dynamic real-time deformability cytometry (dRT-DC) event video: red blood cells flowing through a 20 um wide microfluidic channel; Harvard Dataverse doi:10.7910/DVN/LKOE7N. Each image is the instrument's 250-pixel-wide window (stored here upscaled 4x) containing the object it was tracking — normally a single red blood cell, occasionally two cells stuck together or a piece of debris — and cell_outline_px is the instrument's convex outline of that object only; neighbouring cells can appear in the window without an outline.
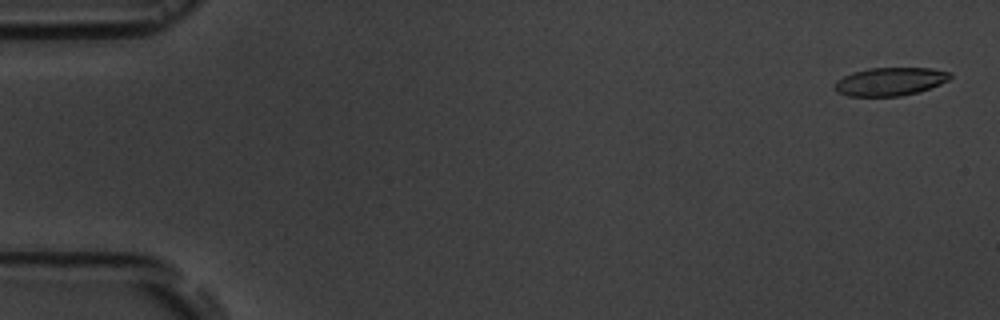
{"species": "common noctule bat (a hibernating species)", "species_latin": "Nyctalus noctula", "temperature_condition": "room temperature", "stored_images_in_passage": 4, "camera_frame_rate_fps": 3000, "um_per_image_px": 0.085, "animal": {"sex": "male", "body_mass_g": 19.5, "forearm_length_mm": 54.6}, "frame": {"image": 1, "passage_image": 1, "time_ms": 0.0, "image_size_px": [1000, 320], "cell_outline_px": [[952, 76], [948, 80], [940, 84], [916, 92], [900, 96], [848, 96], [836, 92], [836, 80], [852, 72], [868, 68], [932, 68], [952, 72]], "centroid_in_image_um": [75.66, 6.92], "position_along_channel_um": 9.3, "area_um2": 18.9}}
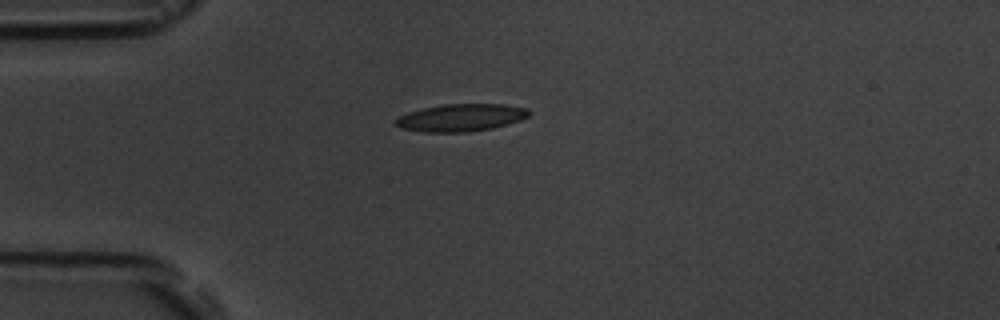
{"frame": {"image": 2, "passage_image": 4, "time_ms": 4.333, "image_size_px": [1000, 320], "cell_outline_px": [[532, 112], [528, 116], [520, 120], [508, 124], [492, 128], [468, 132], [424, 132], [400, 128], [392, 124], [392, 120], [408, 112], [424, 108], [444, 104], [504, 104], [528, 108]], "centroid_in_image_um": [39.16, 10.0], "position_along_channel_um": 45.8, "area_um2": 21.5}}